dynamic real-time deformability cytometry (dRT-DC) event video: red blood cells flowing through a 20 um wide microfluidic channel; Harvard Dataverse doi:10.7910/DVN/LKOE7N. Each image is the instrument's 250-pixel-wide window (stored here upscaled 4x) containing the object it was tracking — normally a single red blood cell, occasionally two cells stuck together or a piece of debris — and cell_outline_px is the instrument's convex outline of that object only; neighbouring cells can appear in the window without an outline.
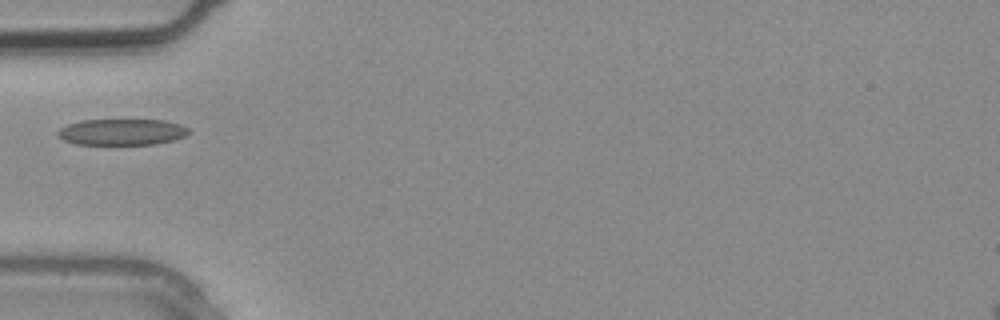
{"species": "common noctule bat (a hibernating species)", "species_latin": "Nyctalus noctula", "temperature_condition": "warm", "stored_images_in_passage": 3, "camera_frame_rate_fps": 3000, "um_per_image_px": 0.085, "animal": {"sex": "male", "body_mass_g": 20.4}, "frame": {"image": 1, "passage_image": 3, "time_ms": 0.667, "image_size_px": [1000, 320], "cell_outline_px": [[188, 132], [184, 136], [172, 140], [156, 144], [76, 144], [64, 140], [56, 136], [56, 132], [60, 128], [68, 124], [80, 120], [164, 120], [180, 124], [188, 128]], "centroid_in_image_um": [10.31, 11.21], "position_along_channel_um": 74.7, "area_um2": 19.94}}